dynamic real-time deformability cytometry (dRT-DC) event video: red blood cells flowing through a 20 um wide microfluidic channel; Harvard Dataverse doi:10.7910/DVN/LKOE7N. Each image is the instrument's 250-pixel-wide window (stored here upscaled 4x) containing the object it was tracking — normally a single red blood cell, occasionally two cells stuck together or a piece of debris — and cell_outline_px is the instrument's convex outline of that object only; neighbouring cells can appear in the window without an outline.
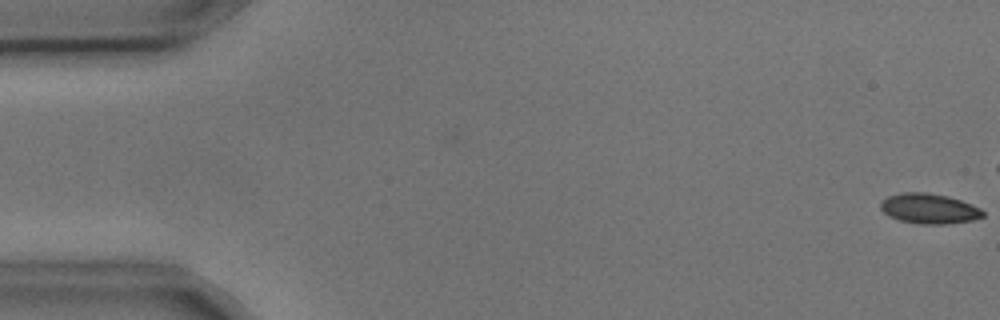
{"species": "common noctule bat (a hibernating species)", "species_latin": "Nyctalus noctula", "temperature_condition": "cold", "stored_images_in_passage": 6, "camera_frame_rate_fps": 3000, "um_per_image_px": 0.085, "animal": {"sex": "male", "body_mass_g": 17.9, "forearm_length_mm": 54.2}, "frame": {"image": 1, "passage_image": 1, "time_ms": 0.0, "image_size_px": [1000, 320], "cell_outline_px": [[984, 216], [972, 220], [944, 224], [920, 224], [900, 220], [888, 216], [880, 208], [880, 200], [888, 196], [904, 192], [924, 192], [948, 196], [972, 204], [980, 208], [984, 212]], "centroid_in_image_um": [78.95, 17.73], "position_along_channel_um": 6.0, "area_um2": 17.98}}